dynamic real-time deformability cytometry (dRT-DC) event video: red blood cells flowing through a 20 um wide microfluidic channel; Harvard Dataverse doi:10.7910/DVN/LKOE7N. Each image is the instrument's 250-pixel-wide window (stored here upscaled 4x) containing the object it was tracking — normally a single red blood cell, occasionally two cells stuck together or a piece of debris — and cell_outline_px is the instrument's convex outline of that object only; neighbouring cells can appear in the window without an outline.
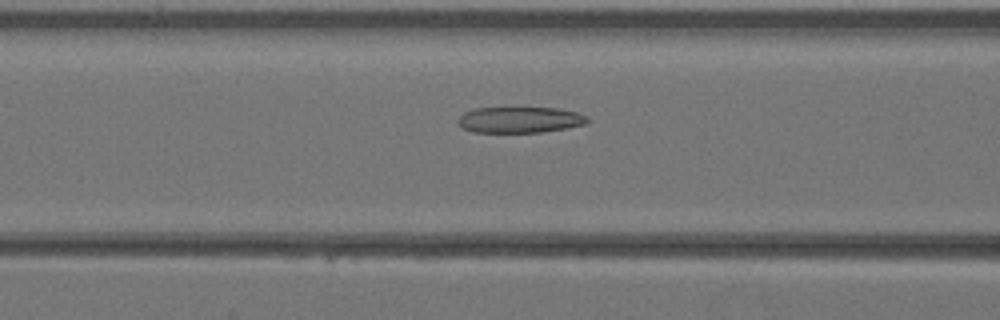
{"species": "Egyptian fruit bat (a non-hibernating species)", "species_latin": "Rousettus aegyptiacus", "temperature_condition": "warm", "stored_images_in_passage": 41, "camera_frame_rate_fps": 3000, "um_per_image_px": 0.085, "animal": {"sex": "female"}, "frame": {"image": 1, "passage_image": 17, "time_ms": 5.333, "image_size_px": [1000, 320], "cell_outline_px": [[588, 124], [540, 132], [472, 132], [456, 124], [456, 120], [464, 112], [472, 108], [560, 108], [576, 112], [588, 116]], "centroid_in_image_um": [44.16, 10.18], "position_along_channel_um": 122.4, "area_um2": 19.71}}
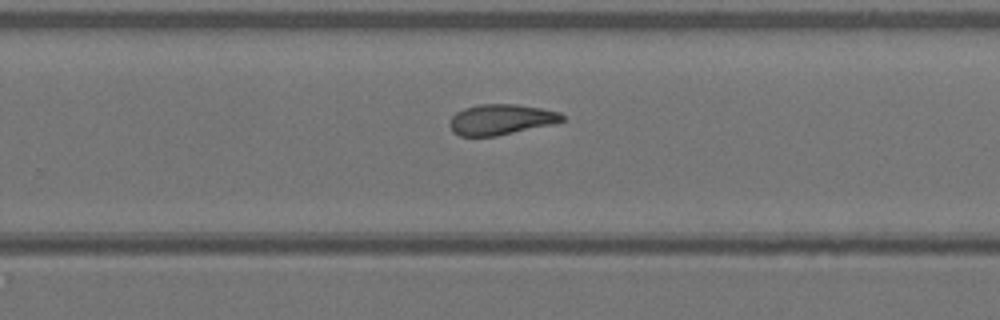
{"frame": {"image": 2, "passage_image": 27, "time_ms": 8.667, "image_size_px": [1000, 320], "cell_outline_px": [[564, 120], [552, 124], [496, 136], [460, 136], [452, 132], [448, 124], [452, 116], [456, 112], [464, 108], [480, 104], [516, 104], [540, 108], [560, 112], [564, 116]], "centroid_in_image_um": [42.54, 10.16], "position_along_channel_um": 287.3, "area_um2": 20.0}}
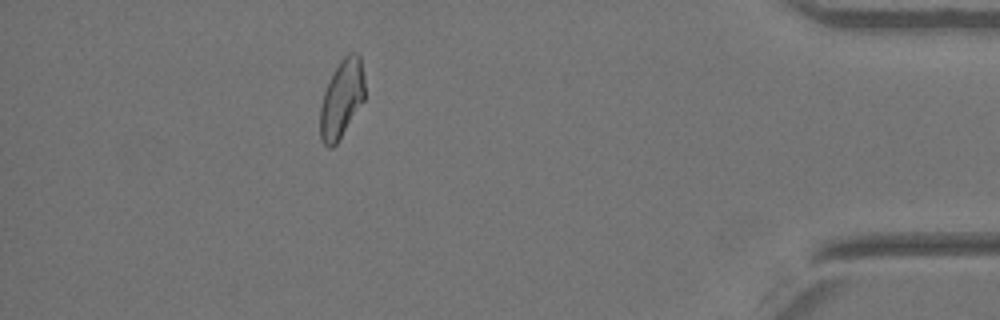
{"frame": {"image": 3, "passage_image": 37, "time_ms": 12.0, "image_size_px": [1000, 320], "cell_outline_px": [[364, 100], [336, 144], [332, 148], [328, 148], [320, 140], [320, 104], [324, 92], [340, 60], [348, 52], [356, 52], [360, 56], [364, 76]], "centroid_in_image_um": [29.04, 8.4], "position_along_channel_um": 406.2, "area_um2": 20.17}}